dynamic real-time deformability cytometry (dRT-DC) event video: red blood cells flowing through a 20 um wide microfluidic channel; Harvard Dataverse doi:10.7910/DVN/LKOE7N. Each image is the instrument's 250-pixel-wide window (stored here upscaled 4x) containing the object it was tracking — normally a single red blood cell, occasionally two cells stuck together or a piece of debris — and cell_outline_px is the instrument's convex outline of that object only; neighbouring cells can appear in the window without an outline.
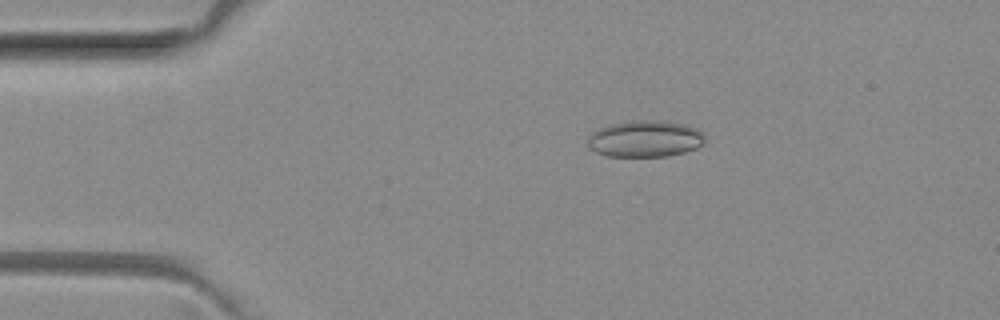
{"species": "common noctule bat (a hibernating species)", "species_latin": "Nyctalus noctula", "temperature_condition": "room temperature", "stored_images_in_passage": 42, "camera_frame_rate_fps": 3000, "um_per_image_px": 0.085, "animal": {"sex": "female", "body_mass_g": 29.2, "forearm_length_mm": 56.3}, "frame": {"image": 1, "passage_image": 1, "time_ms": 0.0, "image_size_px": [1000, 320], "cell_outline_px": [[704, 144], [696, 148], [684, 152], [668, 156], [608, 156], [596, 152], [588, 148], [588, 136], [592, 132], [608, 124], [632, 120], [660, 120], [684, 124], [696, 128], [704, 132]], "centroid_in_image_um": [54.83, 11.79], "position_along_channel_um": 30.2, "area_um2": 25.2}}
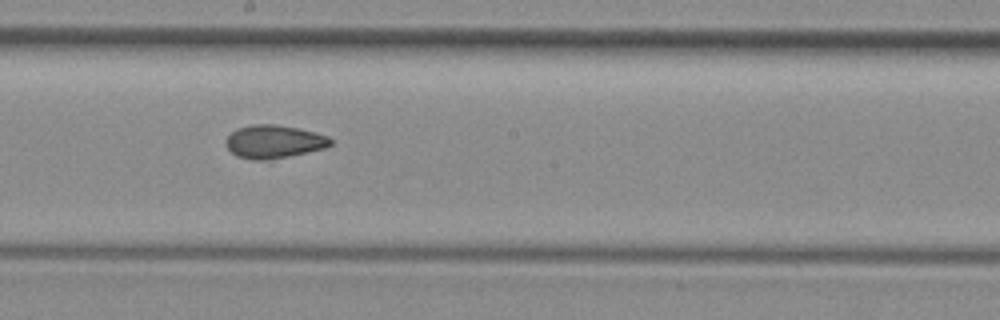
{"frame": {"image": 2, "passage_image": 19, "time_ms": 6.0, "image_size_px": [1000, 320], "cell_outline_px": [[332, 144], [324, 148], [288, 156], [268, 160], [252, 160], [236, 156], [228, 148], [228, 136], [236, 128], [252, 124], [276, 124], [296, 128], [328, 136], [332, 140]], "centroid_in_image_um": [23.27, 12.04], "position_along_channel_um": 224.9, "area_um2": 19.94}}
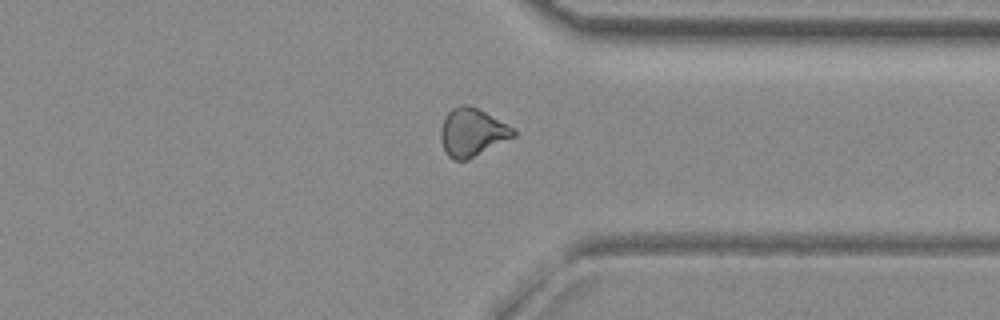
{"frame": {"image": 3, "passage_image": 30, "time_ms": 9.667, "image_size_px": [1000, 320], "cell_outline_px": [[516, 136], [468, 160], [452, 160], [448, 156], [444, 148], [440, 136], [440, 128], [444, 116], [452, 108], [460, 104], [468, 104], [484, 112], [512, 128], [516, 132]], "centroid_in_image_um": [40.09, 11.26], "position_along_channel_um": 371.3, "area_um2": 20.23}, "authors_computed_cell_mechanics": {"area_um2": 19.8543, "velocity_mm_per_s": 4.072, "shape_relaxation_time_tau1_ms": null, "shape_relaxation_time_tau2_ms": 2.4198, "deformation_change_tau1": null, "deformation_change_tau2": 0.0858}}